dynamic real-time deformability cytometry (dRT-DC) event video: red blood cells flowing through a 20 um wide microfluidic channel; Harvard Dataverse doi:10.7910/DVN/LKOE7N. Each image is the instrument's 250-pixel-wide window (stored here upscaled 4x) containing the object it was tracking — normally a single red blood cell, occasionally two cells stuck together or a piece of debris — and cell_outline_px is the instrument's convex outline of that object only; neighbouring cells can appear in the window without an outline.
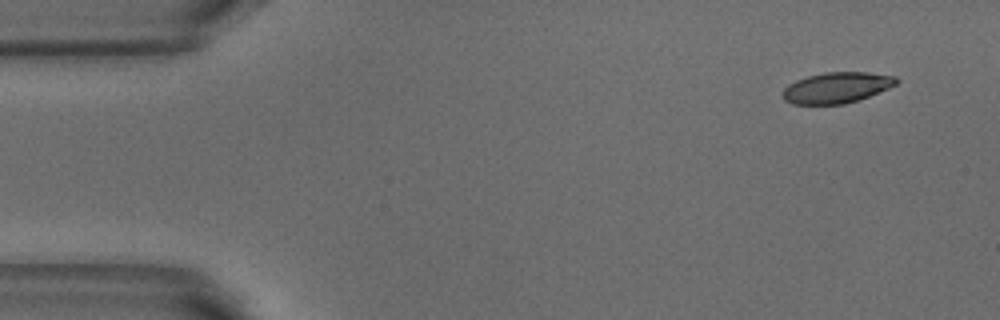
{"species": "common noctule bat (a hibernating species)", "species_latin": "Nyctalus noctula", "temperature_condition": "warm", "stored_images_in_passage": 4, "segment_of_instrument_passage": [1, 2], "camera_frame_rate_fps": 3000, "um_per_image_px": 0.085, "animal": {"sex": "male", "body_mass_g": 18.8}, "frame": {"image": 1, "passage_image": 1, "time_ms": 0.0, "image_size_px": [1000, 320], "cell_outline_px": [[900, 80], [896, 84], [888, 88], [868, 96], [844, 104], [792, 104], [784, 100], [784, 88], [788, 84], [796, 80], [808, 76], [824, 72], [868, 72], [896, 76]], "centroid_in_image_um": [71.12, 7.44], "position_along_channel_um": 13.9, "area_um2": 20.29}}